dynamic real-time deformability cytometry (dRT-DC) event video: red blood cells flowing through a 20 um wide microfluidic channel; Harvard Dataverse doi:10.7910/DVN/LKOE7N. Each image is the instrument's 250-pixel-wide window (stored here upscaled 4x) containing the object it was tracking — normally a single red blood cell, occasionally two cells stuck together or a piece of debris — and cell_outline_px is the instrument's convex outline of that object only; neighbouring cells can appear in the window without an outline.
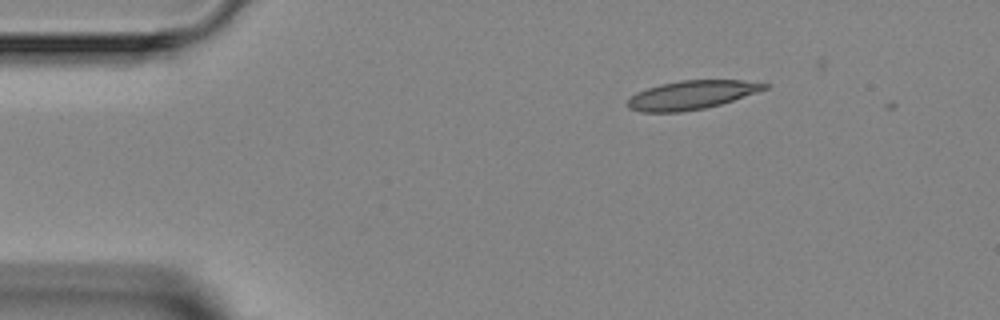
{"species": "Egyptian fruit bat (a non-hibernating species)", "species_latin": "Rousettus aegyptiacus", "temperature_condition": "room temperature", "stored_images_in_passage": 2, "camera_frame_rate_fps": 3000, "um_per_image_px": 0.085, "animal": {"sex": "female"}, "frame": {"image": 1, "passage_image": 1, "time_ms": 0.0, "image_size_px": [1000, 320], "cell_outline_px": [[772, 84], [768, 88], [720, 104], [704, 108], [680, 112], [640, 112], [628, 108], [628, 100], [636, 92], [660, 84], [680, 80], [744, 80]], "centroid_in_image_um": [58.78, 8.06], "position_along_channel_um": 26.2, "area_um2": 22.77}}